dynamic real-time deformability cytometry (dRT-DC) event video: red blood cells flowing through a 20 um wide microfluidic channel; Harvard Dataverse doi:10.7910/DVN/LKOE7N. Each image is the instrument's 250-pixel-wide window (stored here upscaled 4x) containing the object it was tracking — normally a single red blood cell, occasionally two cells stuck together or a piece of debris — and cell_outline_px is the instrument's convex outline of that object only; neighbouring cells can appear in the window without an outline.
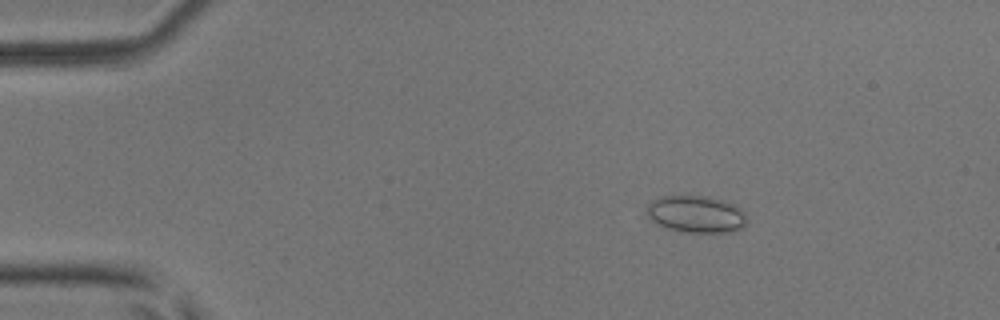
{"species": "common noctule bat (a hibernating species)", "species_latin": "Nyctalus noctula", "temperature_condition": "room temperature", "stored_images_in_passage": 24, "camera_frame_rate_fps": 3000, "um_per_image_px": 0.085, "animal": {"sex": "male", "body_mass_g": 17.9, "forearm_length_mm": 54.2}, "frame": {"image": 1, "passage_image": 3, "time_ms": 0.667, "image_size_px": [1000, 320], "cell_outline_px": [[748, 220], [744, 228], [732, 232], [688, 232], [668, 228], [656, 224], [644, 212], [648, 204], [652, 200], [660, 196], [704, 196], [728, 200], [736, 204], [744, 212]], "centroid_in_image_um": [59.2, 18.19], "position_along_channel_um": 25.8, "area_um2": 22.02}}
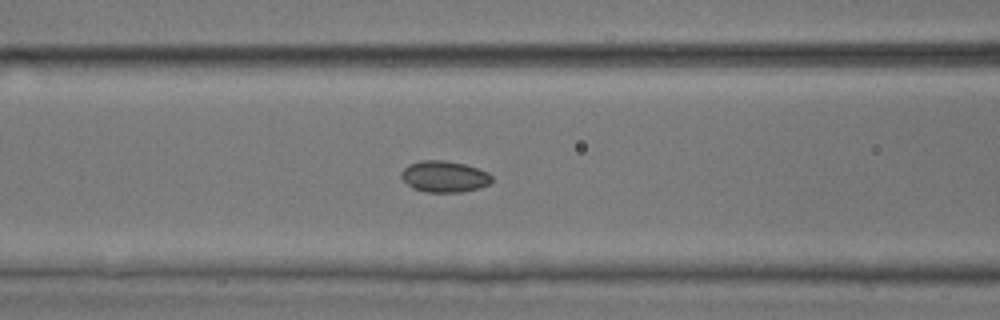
{"frame": {"image": 2, "passage_image": 17, "time_ms": 5.333, "image_size_px": [1000, 320], "cell_outline_px": [[492, 180], [488, 184], [480, 188], [460, 192], [424, 192], [412, 188], [400, 176], [400, 172], [408, 164], [420, 160], [444, 160], [464, 164], [488, 172], [492, 176]], "centroid_in_image_um": [37.74, 15.0], "position_along_channel_um": 128.9, "area_um2": 16.59}}
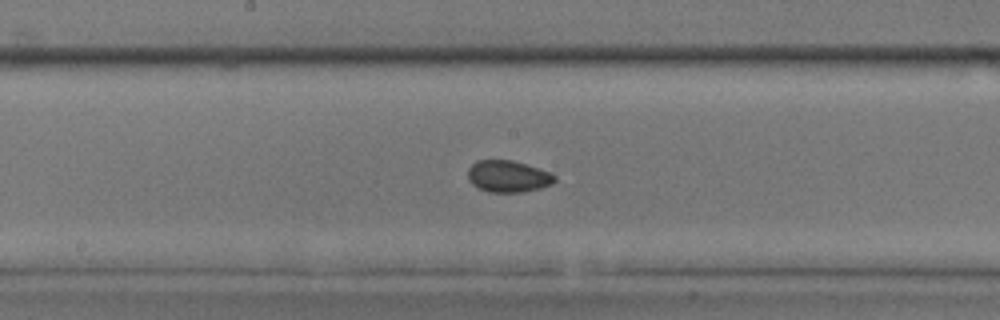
{"frame": {"image": 3, "passage_image": 23, "time_ms": 7.333, "image_size_px": [1000, 320], "cell_outline_px": [[556, 180], [552, 184], [540, 188], [520, 192], [488, 192], [472, 184], [468, 180], [468, 168], [476, 160], [512, 160], [548, 172], [556, 176]], "centroid_in_image_um": [43.15, 14.99], "position_along_channel_um": 205.0, "area_um2": 15.9}}